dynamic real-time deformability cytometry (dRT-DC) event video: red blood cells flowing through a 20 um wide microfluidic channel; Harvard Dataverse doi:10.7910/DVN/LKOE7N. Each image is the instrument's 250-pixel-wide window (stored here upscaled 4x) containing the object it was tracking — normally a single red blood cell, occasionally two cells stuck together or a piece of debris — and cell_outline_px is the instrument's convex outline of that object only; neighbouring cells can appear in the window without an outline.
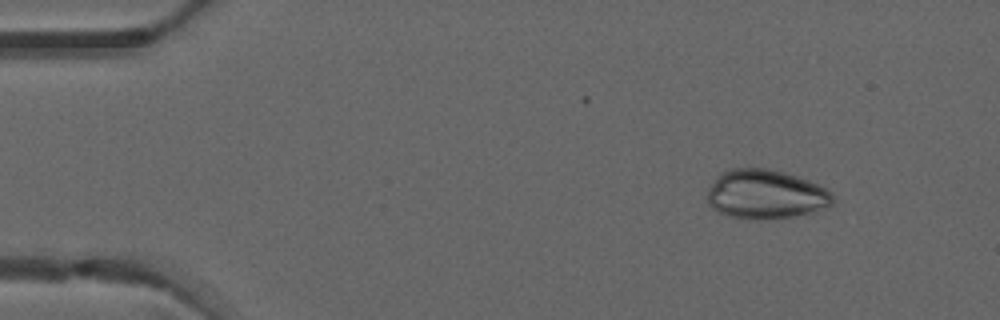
{"species": "common noctule bat (a hibernating species)", "species_latin": "Nyctalus noctula", "temperature_condition": "warm", "stored_images_in_passage": 3, "camera_frame_rate_fps": 3000, "um_per_image_px": 0.085, "animal": {"sex": "male", "forearm_length_mm": 52.5}, "frame": {"image": 1, "passage_image": 1, "time_ms": 0.0, "image_size_px": [1000, 320], "cell_outline_px": [[832, 204], [828, 208], [812, 212], [792, 216], [728, 216], [712, 208], [708, 204], [708, 188], [716, 176], [720, 172], [732, 168], [768, 168], [784, 172], [808, 180], [832, 192]], "centroid_in_image_um": [65.07, 16.46], "position_along_channel_um": 19.9, "area_um2": 35.08}}